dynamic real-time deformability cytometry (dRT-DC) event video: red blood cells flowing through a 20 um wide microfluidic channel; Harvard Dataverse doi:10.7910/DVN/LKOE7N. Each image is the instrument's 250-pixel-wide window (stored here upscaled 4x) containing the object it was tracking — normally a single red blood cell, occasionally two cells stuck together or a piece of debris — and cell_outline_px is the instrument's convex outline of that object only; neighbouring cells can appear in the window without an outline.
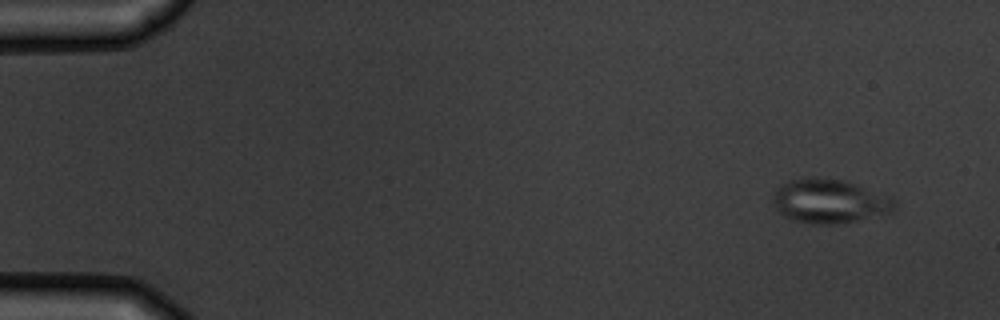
{"species": "common noctule bat (a hibernating species)", "species_latin": "Nyctalus noctula", "temperature_condition": "warm", "stored_images_in_passage": 10, "camera_frame_rate_fps": 3000, "um_per_image_px": 0.085, "animal": {"sex": "male", "body_mass_g": 19.5, "forearm_length_mm": 54.6}, "frame": {"image": 1, "passage_image": 1, "time_ms": 0.0, "image_size_px": [1000, 320], "cell_outline_px": [[896, 208], [892, 212], [856, 220], [836, 224], [808, 224], [788, 220], [776, 208], [772, 200], [772, 196], [776, 188], [788, 180], [800, 176], [816, 176], [844, 180], [892, 196], [896, 200]], "centroid_in_image_um": [70.47, 17.08], "position_along_channel_um": 14.5, "area_um2": 31.96}}
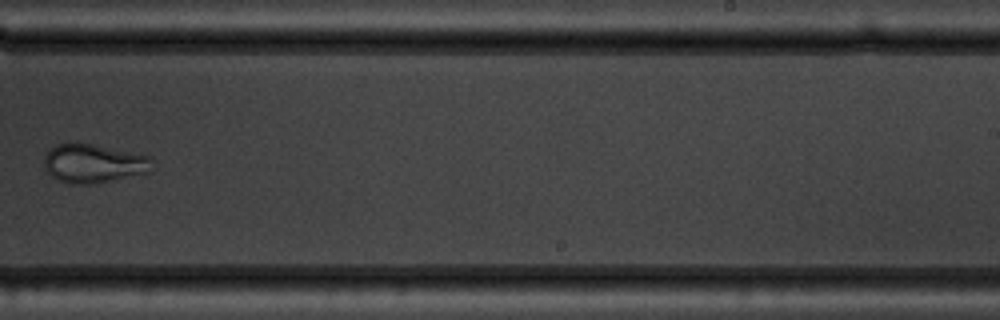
{"frame": {"image": 2, "passage_image": 10, "time_ms": 10.333, "image_size_px": [1000, 320], "cell_outline_px": [[152, 172], [112, 180], [88, 184], [68, 184], [52, 176], [44, 168], [44, 156], [56, 144], [92, 144], [148, 156], [152, 160]], "centroid_in_image_um": [7.96, 13.91], "position_along_channel_um": 281.0, "area_um2": 24.04}}